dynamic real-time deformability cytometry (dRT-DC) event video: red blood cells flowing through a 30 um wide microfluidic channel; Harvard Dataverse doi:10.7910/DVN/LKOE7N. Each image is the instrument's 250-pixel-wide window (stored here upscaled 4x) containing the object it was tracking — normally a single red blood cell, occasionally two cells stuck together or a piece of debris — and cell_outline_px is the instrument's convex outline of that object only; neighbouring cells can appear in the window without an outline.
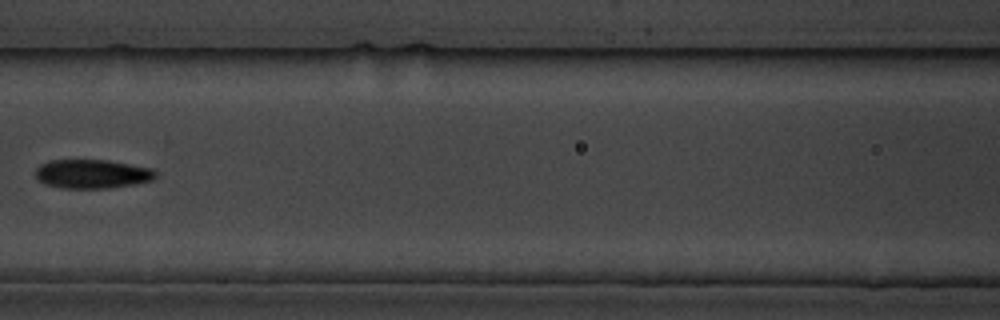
{"species": "common noctule bat (a hibernating species)", "species_latin": "Nyctalus noctula", "temperature_condition": "cold", "stored_images_in_passage": 9, "camera_frame_rate_fps": 3000, "um_per_image_px": 0.085, "animal": {"sex": "male", "body_mass_g": 19.5, "forearm_length_mm": 54.6}, "frame": {"image": 1, "passage_image": 7, "time_ms": 7.0, "image_size_px": [1000, 320], "cell_outline_px": [[156, 176], [152, 180], [136, 184], [108, 188], [60, 188], [44, 184], [36, 180], [36, 168], [40, 164], [48, 160], [108, 160], [152, 168], [156, 172]], "centroid_in_image_um": [7.8, 14.78], "position_along_channel_um": 158.8, "area_um2": 20.46}}
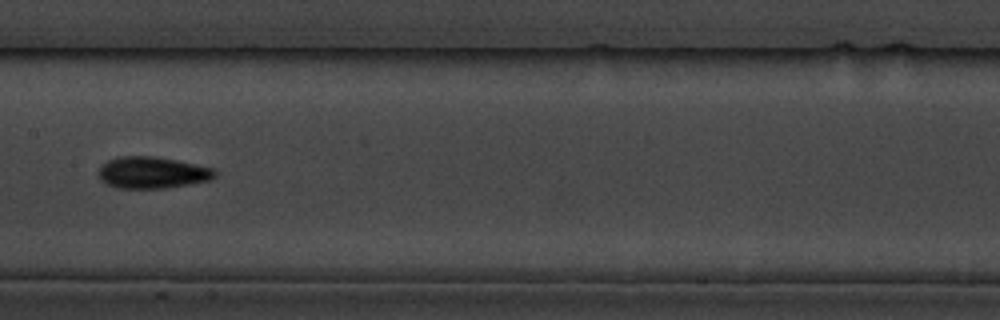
{"frame": {"image": 2, "passage_image": 8, "time_ms": 8.0, "image_size_px": [1000, 320], "cell_outline_px": [[216, 176], [208, 180], [188, 184], [164, 188], [116, 188], [104, 184], [100, 180], [100, 168], [108, 160], [120, 156], [156, 156], [196, 164], [212, 168], [216, 172]], "centroid_in_image_um": [12.92, 14.67], "position_along_channel_um": 194.5, "area_um2": 21.33}}